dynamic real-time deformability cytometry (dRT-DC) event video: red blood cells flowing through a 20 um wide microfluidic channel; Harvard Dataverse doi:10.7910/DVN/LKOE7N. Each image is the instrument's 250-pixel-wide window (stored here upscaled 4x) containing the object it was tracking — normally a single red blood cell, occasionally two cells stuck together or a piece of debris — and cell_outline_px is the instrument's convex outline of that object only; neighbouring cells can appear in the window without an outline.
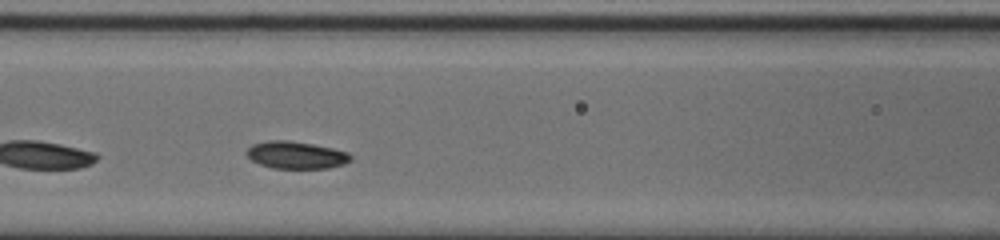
{"species": "common noctule bat (a hibernating species)", "species_latin": "Nyctalus noctula", "temperature_condition": "cold", "stored_images_in_passage": 29, "camera_frame_rate_fps": 3000, "um_per_image_px": 0.085, "animal": {"sex": "male", "body_mass_g": 20.0, "forearm_length_mm": 53.3}, "frame": {"image": 1, "passage_image": 9, "time_ms": 2.667, "image_size_px": [1000, 240], "cell_outline_px": [[352, 160], [344, 164], [328, 168], [272, 168], [260, 164], [252, 160], [244, 152], [252, 144], [268, 140], [288, 140], [312, 144], [332, 148], [348, 152], [352, 156]], "centroid_in_image_um": [25.16, 13.17], "position_along_channel_um": 141.4, "area_um2": 16.59}}
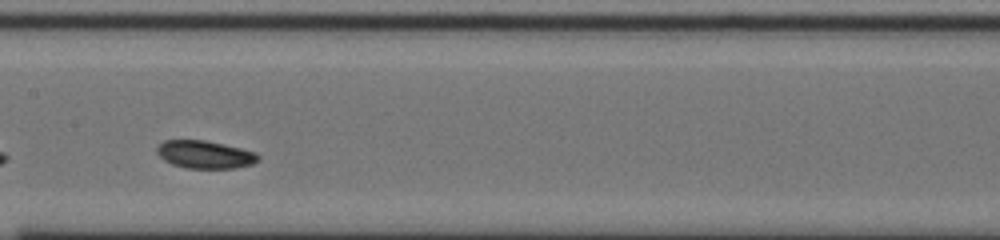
{"frame": {"image": 2, "passage_image": 13, "time_ms": 4.0, "image_size_px": [1000, 240], "cell_outline_px": [[260, 160], [252, 164], [236, 168], [184, 168], [172, 164], [164, 160], [156, 152], [156, 148], [164, 140], [204, 140], [240, 148], [256, 152], [260, 156]], "centroid_in_image_um": [17.43, 13.14], "position_along_channel_um": 190.0, "area_um2": 16.42}, "authors_computed_cell_mechanics": {"area_um2": 16.6464, "velocity_mm_per_s": 3.6673, "shape_relaxation_time_tau1_ms": 4.8698, "shape_relaxation_time_tau2_ms": 9.3356, "deformation_change_tau1": 0.1186, "deformation_change_tau2": 0.0503}}